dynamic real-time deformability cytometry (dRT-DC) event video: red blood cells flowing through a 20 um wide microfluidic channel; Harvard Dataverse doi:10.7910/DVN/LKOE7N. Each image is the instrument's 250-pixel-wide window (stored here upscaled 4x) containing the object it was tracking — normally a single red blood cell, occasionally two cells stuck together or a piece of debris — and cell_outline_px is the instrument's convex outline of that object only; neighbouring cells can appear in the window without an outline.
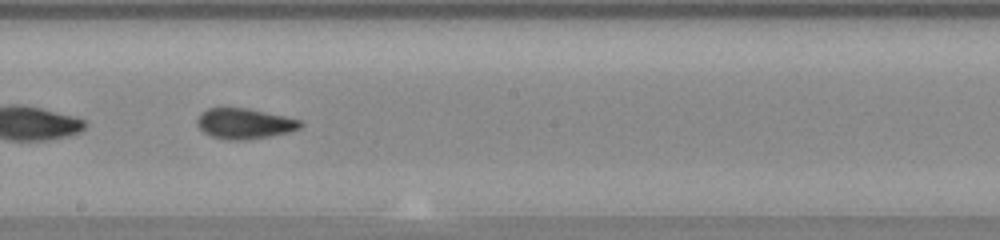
{"species": "common noctule bat (a hibernating species)", "species_latin": "Nyctalus noctula", "temperature_condition": "warm", "stored_images_in_passage": 52, "segment_of_instrument_passage": [2, 2], "camera_frame_rate_fps": 3000, "um_per_image_px": 0.085, "animal": {"sex": "female", "body_mass_g": 23.0, "forearm_length_mm": 53.4}, "frame": {"image": 1, "passage_image": 28, "time_ms": 9.0, "image_size_px": [1000, 240], "cell_outline_px": [[304, 124], [300, 128], [288, 132], [268, 136], [244, 140], [228, 140], [212, 136], [204, 132], [196, 124], [196, 120], [200, 112], [208, 108], [248, 108], [284, 116], [300, 120]], "centroid_in_image_um": [20.75, 10.5], "position_along_channel_um": 227.4, "area_um2": 18.26}}
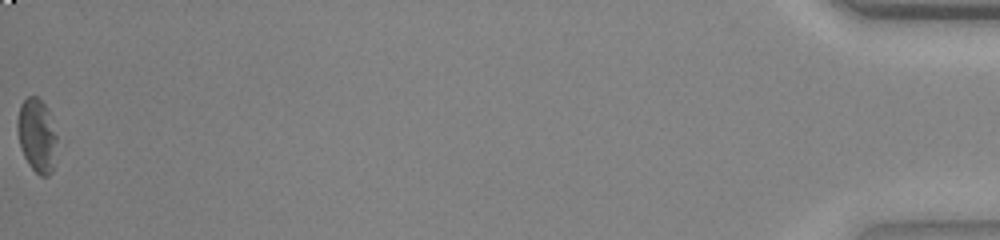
{"frame": {"image": 2, "passage_image": 52, "time_ms": 17.0, "image_size_px": [1000, 240], "cell_outline_px": [[56, 140], [52, 172], [48, 176], [40, 176], [28, 164], [24, 156], [20, 144], [16, 128], [16, 120], [20, 104], [28, 96], [36, 96], [44, 104], [48, 112], [56, 136]], "centroid_in_image_um": [3.09, 11.51], "position_along_channel_um": 432.1, "area_um2": 16.7}}